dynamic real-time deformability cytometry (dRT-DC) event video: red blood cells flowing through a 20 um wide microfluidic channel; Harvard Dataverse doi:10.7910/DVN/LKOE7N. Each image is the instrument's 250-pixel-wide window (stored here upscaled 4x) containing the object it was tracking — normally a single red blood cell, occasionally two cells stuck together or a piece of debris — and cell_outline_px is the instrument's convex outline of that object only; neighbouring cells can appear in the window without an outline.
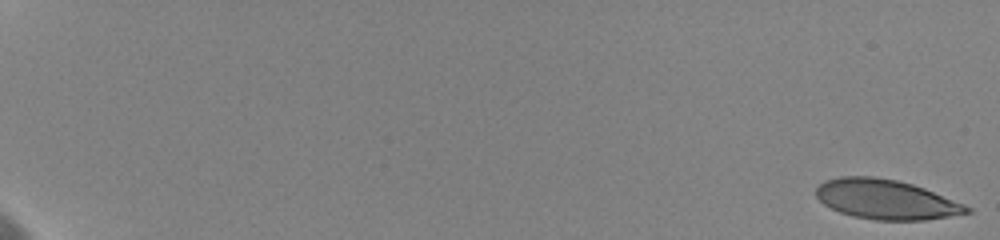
{"species": "human", "species_latin": "Homo sapiens", "temperature_condition": "cold", "stored_images_in_passage": 11, "camera_frame_rate_fps": 3000, "um_per_image_px": 0.085, "donor": {"sex": "female"}, "frame": {"image": 1, "passage_image": 1, "time_ms": 0.0, "image_size_px": [1000, 240], "cell_outline_px": [[972, 212], [924, 220], [876, 220], [852, 216], [840, 212], [824, 204], [816, 196], [816, 188], [824, 180], [840, 176], [872, 176], [896, 180], [912, 184], [924, 188], [964, 204], [972, 208]], "centroid_in_image_um": [75.29, 16.94], "position_along_channel_um": 9.7, "area_um2": 34.68}}